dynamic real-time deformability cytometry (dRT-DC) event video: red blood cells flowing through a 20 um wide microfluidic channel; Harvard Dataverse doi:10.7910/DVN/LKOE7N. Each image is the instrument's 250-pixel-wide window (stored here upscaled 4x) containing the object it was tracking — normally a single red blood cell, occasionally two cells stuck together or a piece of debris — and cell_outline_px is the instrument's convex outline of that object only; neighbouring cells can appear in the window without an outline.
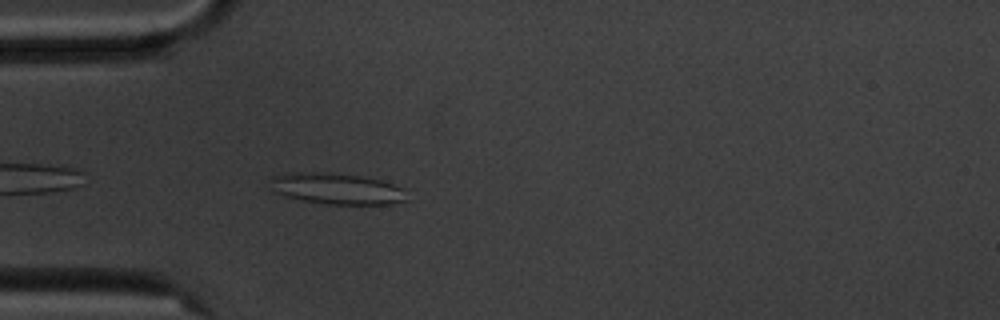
{"species": "common noctule bat (a hibernating species)", "species_latin": "Nyctalus noctula", "temperature_condition": "cold", "stored_images_in_passage": 43, "camera_frame_rate_fps": 3000, "um_per_image_px": 0.085, "animal": {"sex": "male", "body_mass_g": 20.1, "forearm_length_mm": 53.5}, "frame": {"image": 1, "passage_image": 3, "time_ms": 0.667, "image_size_px": [1000, 320], "cell_outline_px": [[408, 200], [392, 204], [328, 204], [304, 200], [284, 196], [272, 192], [272, 176], [288, 172], [312, 172], [360, 176], [380, 180], [404, 188]], "centroid_in_image_um": [28.63, 16.05], "position_along_channel_um": 56.4, "area_um2": 24.62}}
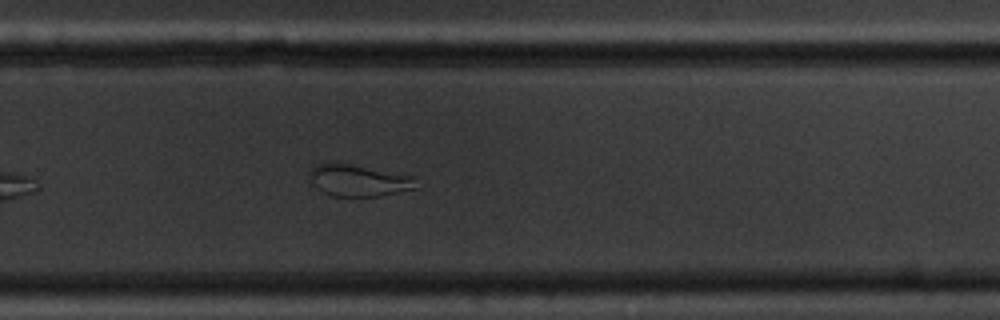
{"frame": {"image": 2, "passage_image": 24, "time_ms": 7.667, "image_size_px": [1000, 320], "cell_outline_px": [[420, 188], [380, 196], [332, 196], [324, 192], [312, 180], [308, 172], [316, 164], [328, 160], [336, 160], [416, 176]], "centroid_in_image_um": [30.56, 15.28], "position_along_channel_um": 299.2, "area_um2": 20.52}}
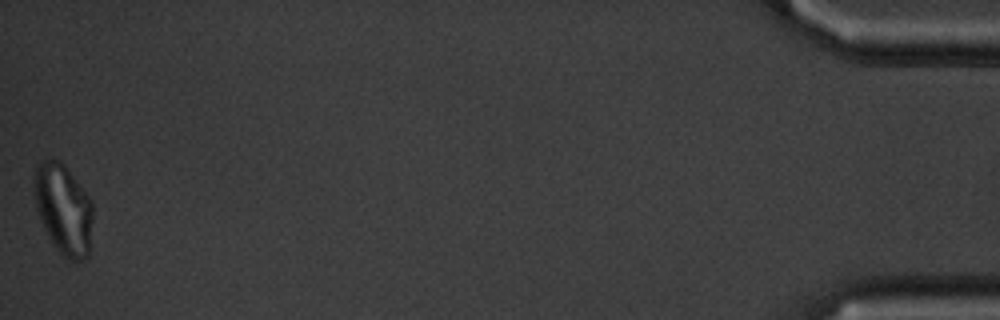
{"frame": {"image": 3, "passage_image": 43, "time_ms": 14.0, "image_size_px": [1000, 320], "cell_outline_px": [[92, 220], [88, 256], [84, 260], [76, 264], [68, 260], [52, 244], [40, 220], [36, 208], [32, 192], [32, 176], [36, 164], [40, 160], [60, 160], [64, 164], [88, 196], [92, 204]], "centroid_in_image_um": [5.34, 17.78], "position_along_channel_um": 429.9, "area_um2": 31.44}, "authors_computed_cell_mechanics": {"area_um2": 23.2356, "velocity_mm_per_s": 3.5481, "shape_relaxation_time_tau1_ms": null, "shape_relaxation_time_tau2_ms": 3.0321, "deformation_change_tau1": null, "deformation_change_tau2": 0.1036}}